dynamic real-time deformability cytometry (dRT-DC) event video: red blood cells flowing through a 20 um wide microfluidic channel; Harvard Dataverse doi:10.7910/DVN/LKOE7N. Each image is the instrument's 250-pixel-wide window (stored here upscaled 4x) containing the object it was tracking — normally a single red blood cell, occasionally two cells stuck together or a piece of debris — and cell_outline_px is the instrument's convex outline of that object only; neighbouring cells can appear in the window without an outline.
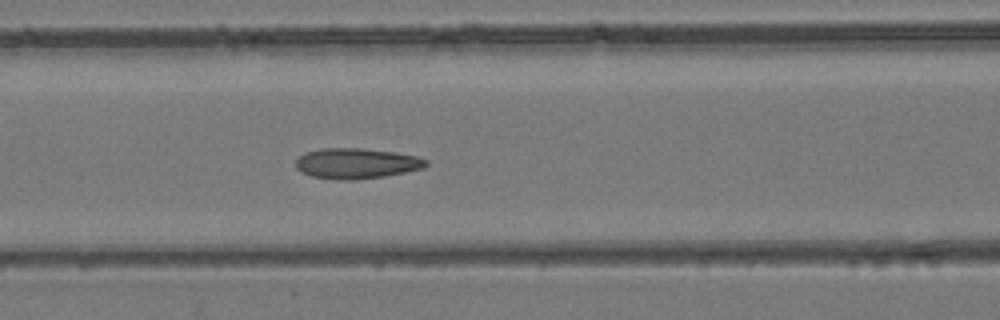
{"species": "common noctule bat (a hibernating species)", "species_latin": "Nyctalus noctula", "temperature_condition": "room temperature", "stored_images_in_passage": 45, "camera_frame_rate_fps": 3000, "um_per_image_px": 0.085, "animal": {"sex": "female", "body_mass_g": 24.6, "forearm_length_mm": 56.2}, "frame": {"image": 1, "passage_image": 17, "time_ms": 5.333, "image_size_px": [1000, 320], "cell_outline_px": [[428, 164], [424, 168], [384, 176], [356, 180], [336, 180], [312, 176], [300, 172], [296, 168], [296, 160], [304, 152], [324, 148], [360, 148], [396, 152], [416, 156], [428, 160]], "centroid_in_image_um": [30.29, 13.89], "position_along_channel_um": 136.3, "area_um2": 23.24}}
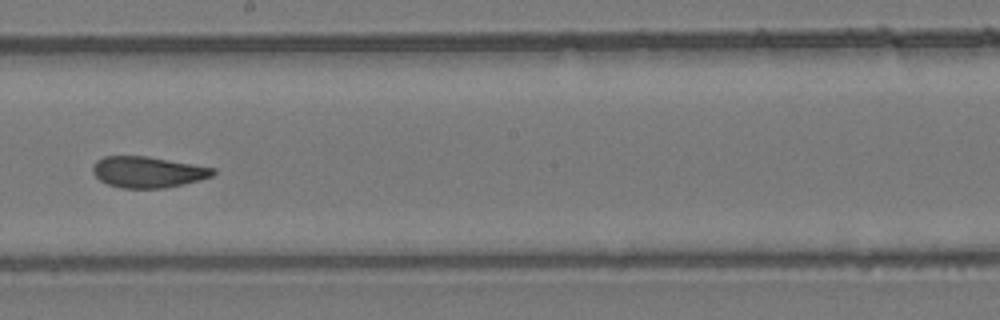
{"frame": {"image": 2, "passage_image": 24, "time_ms": 7.667, "image_size_px": [1000, 320], "cell_outline_px": [[216, 172], [212, 176], [200, 180], [184, 184], [164, 188], [120, 188], [108, 184], [100, 180], [92, 172], [92, 164], [96, 160], [104, 156], [148, 156], [216, 168]], "centroid_in_image_um": [12.56, 14.62], "position_along_channel_um": 235.6, "area_um2": 21.96}}
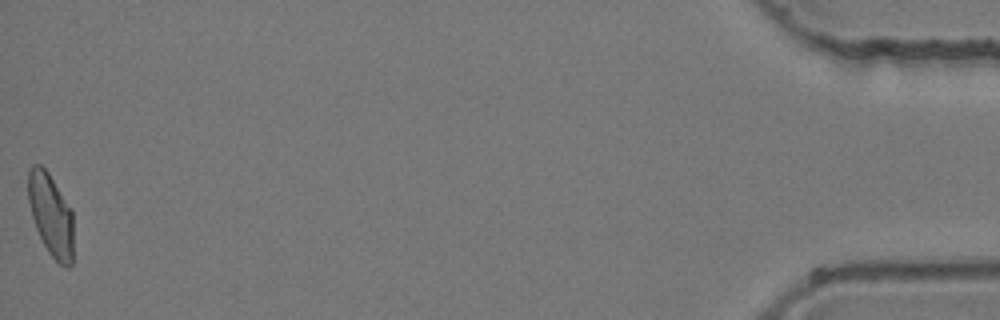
{"frame": {"image": 3, "passage_image": 45, "time_ms": 14.667, "image_size_px": [1000, 320], "cell_outline_px": [[72, 264], [68, 268], [64, 268], [48, 252], [36, 228], [32, 216], [28, 200], [28, 168], [32, 164], [40, 164], [48, 172], [72, 208]], "centroid_in_image_um": [4.32, 18.24], "position_along_channel_um": 430.9, "area_um2": 21.79}}